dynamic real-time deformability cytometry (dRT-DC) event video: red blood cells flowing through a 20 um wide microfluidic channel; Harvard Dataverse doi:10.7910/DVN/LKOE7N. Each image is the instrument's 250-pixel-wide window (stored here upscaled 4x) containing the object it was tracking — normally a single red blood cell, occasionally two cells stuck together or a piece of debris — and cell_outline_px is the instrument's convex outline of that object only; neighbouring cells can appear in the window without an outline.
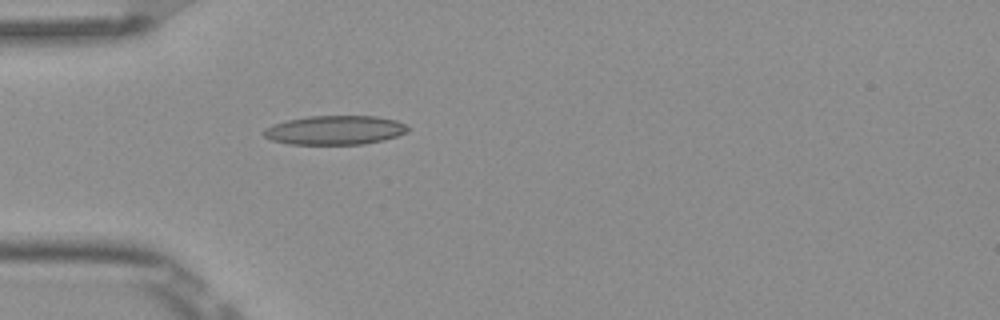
{"species": "Egyptian fruit bat (a non-hibernating species)", "species_latin": "Rousettus aegyptiacus", "temperature_condition": "room temperature", "stored_images_in_passage": 4, "camera_frame_rate_fps": 3000, "um_per_image_px": 0.085, "frame": {"image": 1, "passage_image": 4, "time_ms": 1.0, "image_size_px": [1000, 320], "cell_outline_px": [[408, 128], [404, 132], [396, 136], [384, 140], [364, 144], [288, 144], [272, 140], [264, 136], [260, 132], [264, 128], [272, 124], [288, 120], [308, 116], [376, 116], [396, 120], [404, 124]], "centroid_in_image_um": [28.41, 11.06], "position_along_channel_um": 56.6, "area_um2": 24.39}}